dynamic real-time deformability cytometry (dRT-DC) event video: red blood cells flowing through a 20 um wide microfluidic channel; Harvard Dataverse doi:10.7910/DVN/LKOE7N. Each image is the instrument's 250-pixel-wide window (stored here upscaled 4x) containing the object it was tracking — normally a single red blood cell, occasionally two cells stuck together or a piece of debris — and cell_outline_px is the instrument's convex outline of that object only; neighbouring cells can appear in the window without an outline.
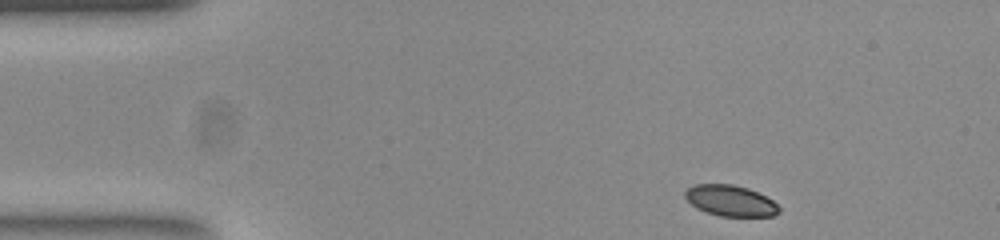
{"species": "common noctule bat (a hibernating species)", "species_latin": "Nyctalus noctula", "temperature_condition": "room temperature", "stored_images_in_passage": 47, "camera_frame_rate_fps": 3000, "um_per_image_px": 0.085, "animal": {"sex": "female", "body_mass_g": 23.0, "forearm_length_mm": 53.4}, "frame": {"image": 1, "passage_image": 1, "time_ms": 0.0, "image_size_px": [1000, 240], "cell_outline_px": [[780, 212], [772, 216], [720, 216], [696, 208], [684, 196], [684, 192], [692, 184], [732, 184], [748, 188], [772, 200], [780, 208]], "centroid_in_image_um": [62.07, 17.05], "position_along_channel_um": 22.9, "area_um2": 16.82}}
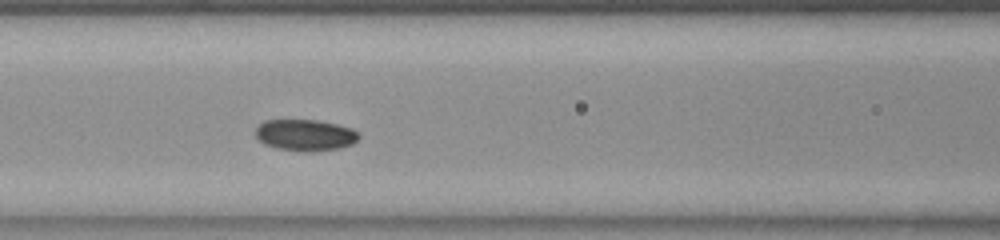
{"frame": {"image": 2, "passage_image": 16, "time_ms": 5.0, "image_size_px": [1000, 240], "cell_outline_px": [[360, 136], [352, 144], [340, 148], [312, 152], [304, 152], [276, 148], [264, 144], [256, 136], [256, 128], [264, 120], [316, 120], [336, 124], [352, 128], [360, 132]], "centroid_in_image_um": [25.96, 11.49], "position_along_channel_um": 140.6, "area_um2": 19.02}}
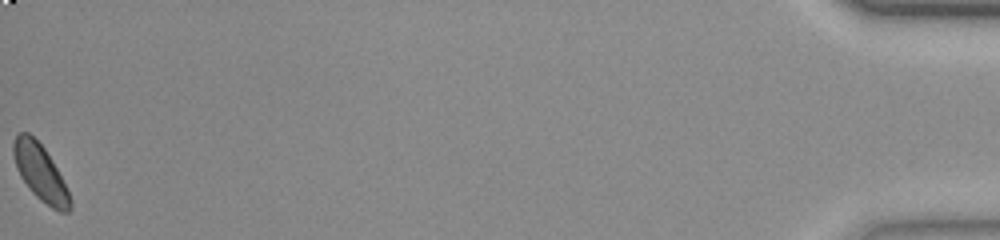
{"frame": {"image": 3, "passage_image": 47, "time_ms": 15.333, "image_size_px": [1000, 240], "cell_outline_px": [[72, 208], [68, 212], [60, 212], [52, 208], [40, 200], [28, 188], [20, 176], [16, 168], [12, 156], [12, 144], [16, 132], [28, 132], [44, 148], [52, 160], [72, 200]], "centroid_in_image_um": [3.39, 14.66], "position_along_channel_um": 431.8, "area_um2": 18.61}, "authors_computed_cell_mechanics": {"area_um2": 18.6116, "velocity_mm_per_s": 3.8372, "shape_relaxation_time_tau1_ms": 3.6665, "shape_relaxation_time_tau2_ms": null, "deformation_change_tau1": 0.1034, "deformation_change_tau2": null}}